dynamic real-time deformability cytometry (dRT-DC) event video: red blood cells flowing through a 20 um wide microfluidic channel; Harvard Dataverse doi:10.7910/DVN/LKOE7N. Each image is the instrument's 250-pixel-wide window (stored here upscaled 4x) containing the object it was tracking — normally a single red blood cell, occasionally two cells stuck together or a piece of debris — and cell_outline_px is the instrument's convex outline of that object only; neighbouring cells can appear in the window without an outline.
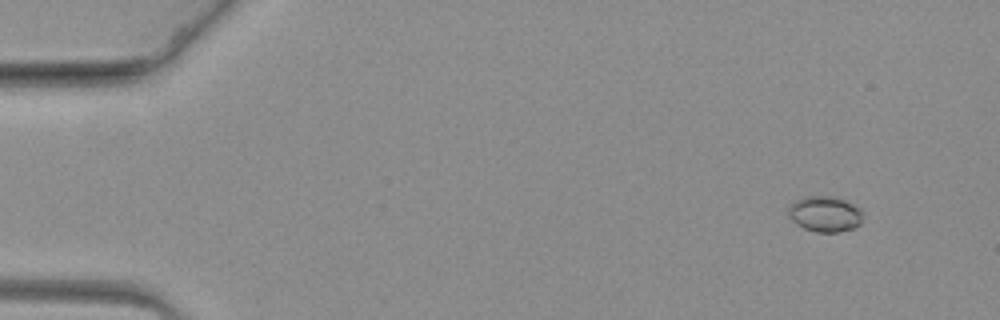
{"species": "common noctule bat (a hibernating species)", "species_latin": "Nyctalus noctula", "temperature_condition": "warm", "stored_images_in_passage": 11, "camera_frame_rate_fps": 3000, "um_per_image_px": 0.085, "animal": {"sex": "female", "body_mass_g": 19.3, "forearm_length_mm": 54.1}, "frame": {"image": 1, "passage_image": 2, "time_ms": 0.333, "image_size_px": [1000, 320], "cell_outline_px": [[860, 224], [852, 228], [840, 232], [816, 232], [804, 228], [796, 224], [788, 216], [788, 204], [804, 196], [832, 196], [844, 200], [860, 208]], "centroid_in_image_um": [70.05, 18.18], "position_along_channel_um": 14.9, "area_um2": 15.43}}